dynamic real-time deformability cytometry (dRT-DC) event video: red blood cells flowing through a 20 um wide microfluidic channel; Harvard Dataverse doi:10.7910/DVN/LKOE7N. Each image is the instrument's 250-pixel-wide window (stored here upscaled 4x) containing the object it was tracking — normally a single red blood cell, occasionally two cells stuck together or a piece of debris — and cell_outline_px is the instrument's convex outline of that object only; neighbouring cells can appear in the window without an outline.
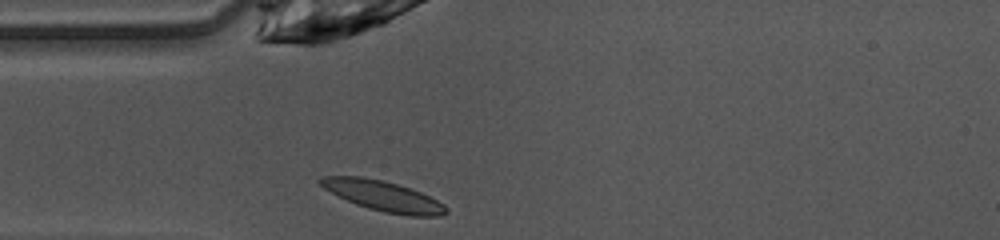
{"species": "common noctule bat (a hibernating species)", "species_latin": "Nyctalus noctula", "temperature_condition": "warm", "stored_images_in_passage": 28, "camera_frame_rate_fps": 3000, "um_per_image_px": 0.085, "animal": {"sex": "female", "body_mass_g": 10.0, "forearm_length_mm": 53.1}, "frame": {"image": 1, "passage_image": 1, "time_ms": 0.0, "image_size_px": [1000, 240], "cell_outline_px": [[448, 212], [440, 216], [408, 216], [384, 212], [368, 208], [356, 204], [324, 188], [316, 180], [320, 176], [360, 176], [384, 180], [420, 192], [444, 204], [448, 208]], "centroid_in_image_um": [32.57, 16.65], "position_along_channel_um": 52.4, "area_um2": 21.96}}
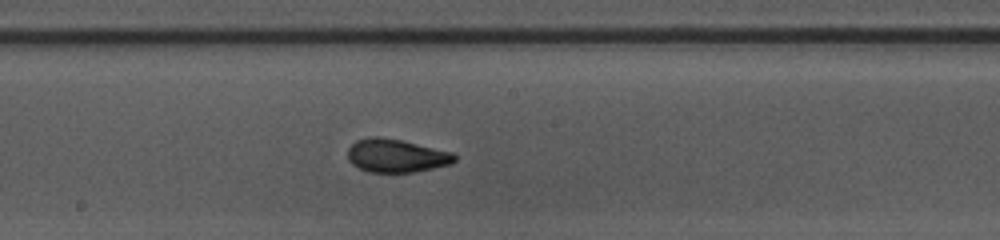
{"frame": {"image": 2, "passage_image": 13, "time_ms": 4.0, "image_size_px": [1000, 240], "cell_outline_px": [[456, 160], [452, 164], [412, 172], [368, 172], [352, 164], [348, 160], [348, 148], [356, 140], [376, 136], [404, 140], [452, 152], [456, 156]], "centroid_in_image_um": [33.69, 13.23], "position_along_channel_um": 214.5, "area_um2": 20.75}}
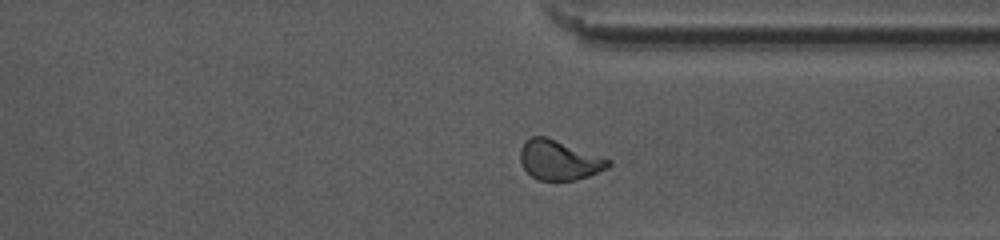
{"frame": {"image": 3, "passage_image": 24, "time_ms": 7.667, "image_size_px": [1000, 240], "cell_outline_px": [[612, 164], [608, 168], [588, 176], [576, 180], [540, 180], [532, 176], [524, 168], [520, 160], [520, 148], [524, 140], [532, 136], [544, 136], [556, 140], [612, 160]], "centroid_in_image_um": [47.52, 13.6], "position_along_channel_um": 363.9, "area_um2": 20.29}, "authors_computed_cell_mechanics": {"area_um2": 20.4034, "velocity_mm_per_s": 4.0936, "shape_relaxation_time_tau1_ms": 4.562, "shape_relaxation_time_tau2_ms": 1.5312, "deformation_change_tau1": 0.1697, "deformation_change_tau2": 0.0604}}